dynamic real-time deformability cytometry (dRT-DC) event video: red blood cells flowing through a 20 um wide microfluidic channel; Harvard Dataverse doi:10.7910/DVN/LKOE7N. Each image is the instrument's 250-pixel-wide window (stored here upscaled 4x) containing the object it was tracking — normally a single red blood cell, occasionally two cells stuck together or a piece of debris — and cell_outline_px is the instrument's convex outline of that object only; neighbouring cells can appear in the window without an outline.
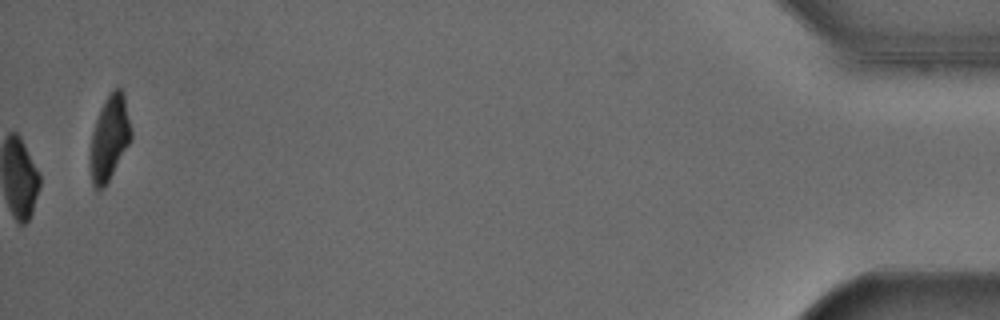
{"species": "Egyptian fruit bat (a non-hibernating species)", "species_latin": "Rousettus aegyptiacus", "temperature_condition": "cold", "stored_images_in_passage": 53, "camera_frame_rate_fps": 3000, "um_per_image_px": 0.085, "animal": {"sex": "male"}, "frame": {"image": 1, "passage_image": 53, "time_ms": 17.333, "image_size_px": [1000, 320], "cell_outline_px": [[132, 140], [104, 188], [96, 188], [92, 184], [88, 168], [88, 156], [92, 132], [100, 108], [104, 100], [112, 88], [120, 88], [124, 92], [132, 132]], "centroid_in_image_um": [9.28, 11.73], "position_along_channel_um": 425.9, "area_um2": 20.81}, "authors_computed_cell_mechanics": {"area_um2": 23.409, "velocity_mm_per_s": 3.863, "shape_relaxation_time_tau1_ms": 2.6166, "shape_relaxation_time_tau2_ms": null, "deformation_change_tau1": 0.0827, "deformation_change_tau2": null}}